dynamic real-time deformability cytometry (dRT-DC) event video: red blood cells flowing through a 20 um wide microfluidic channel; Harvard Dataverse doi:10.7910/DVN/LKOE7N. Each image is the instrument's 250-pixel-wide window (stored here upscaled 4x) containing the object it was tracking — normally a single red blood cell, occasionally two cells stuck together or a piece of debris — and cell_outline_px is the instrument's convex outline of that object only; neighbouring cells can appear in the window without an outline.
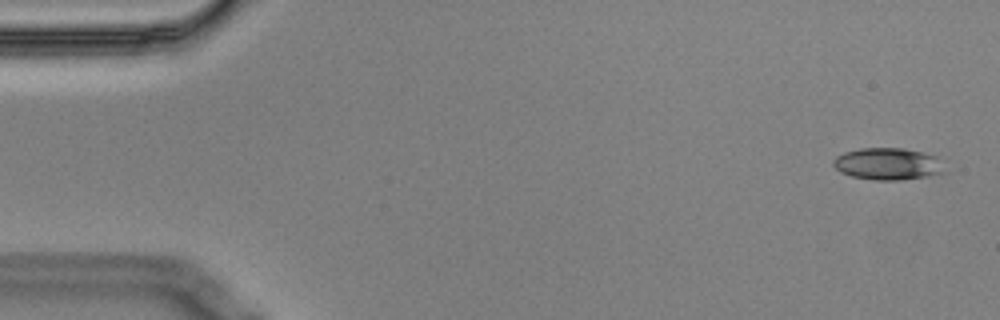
{"species": "Egyptian fruit bat (a non-hibernating species)", "species_latin": "Rousettus aegyptiacus", "temperature_condition": "cold", "stored_images_in_passage": 5, "camera_frame_rate_fps": 3000, "um_per_image_px": 0.085, "animal": {"sex": "male"}, "frame": {"image": 1, "passage_image": 1, "time_ms": 0.0, "image_size_px": [1000, 320], "cell_outline_px": [[944, 172], [924, 176], [900, 180], [876, 180], [852, 176], [840, 172], [832, 164], [832, 160], [836, 156], [844, 152], [860, 148], [904, 148], [936, 156]], "centroid_in_image_um": [75.38, 13.92], "position_along_channel_um": 9.6, "area_um2": 20.4}}
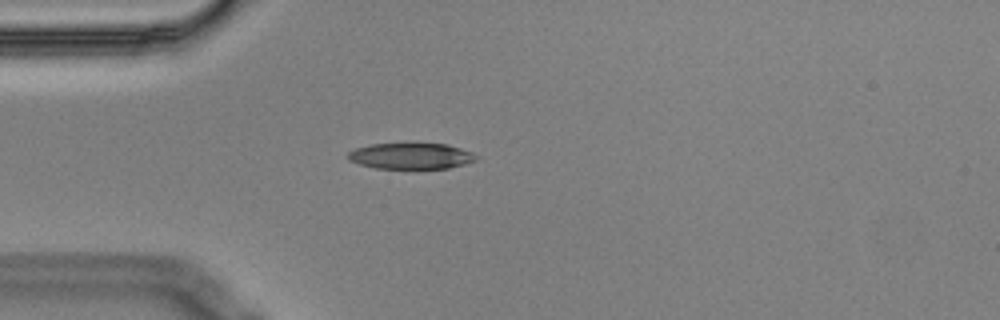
{"frame": {"image": 2, "passage_image": 5, "time_ms": 1.333, "image_size_px": [1000, 320], "cell_outline_px": [[480, 156], [476, 160], [464, 164], [448, 168], [376, 168], [360, 164], [348, 160], [348, 152], [356, 148], [372, 144], [404, 140], [416, 140], [448, 144], [472, 152]], "centroid_in_image_um": [34.95, 13.19], "position_along_channel_um": 50.0, "area_um2": 20.52}}